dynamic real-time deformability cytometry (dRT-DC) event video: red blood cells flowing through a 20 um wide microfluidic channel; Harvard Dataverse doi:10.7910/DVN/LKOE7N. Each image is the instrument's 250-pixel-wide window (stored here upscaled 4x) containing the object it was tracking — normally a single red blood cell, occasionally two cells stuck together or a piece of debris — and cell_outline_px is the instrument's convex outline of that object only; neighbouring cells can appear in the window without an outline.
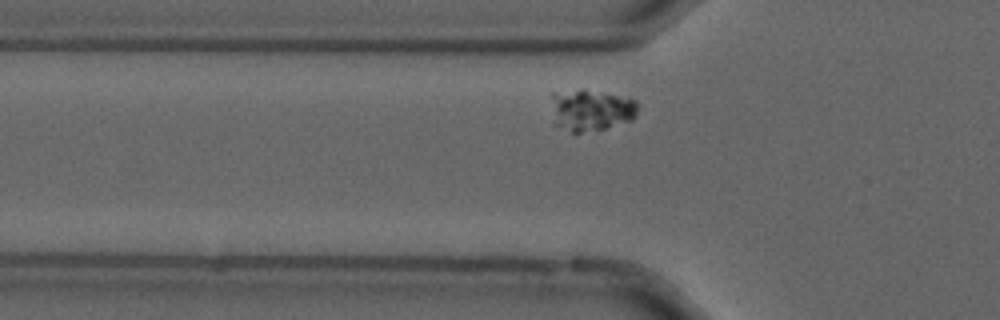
{"species": "common noctule bat (a hibernating species)", "species_latin": "Nyctalus noctula", "temperature_condition": "cold", "stored_images_in_passage": 34, "camera_frame_rate_fps": 3000, "um_per_image_px": 0.085, "animal": {"sex": "male", "forearm_length_mm": 52.5}, "frame": {"image": 1, "passage_image": 5, "time_ms": 1.333, "image_size_px": [1000, 320], "cell_outline_px": [[640, 108], [636, 116], [632, 120], [604, 128], [580, 132], [572, 132], [552, 124], [552, 92], [580, 88], [584, 88], [604, 92], [636, 100], [640, 104]], "centroid_in_image_um": [50.22, 9.32], "position_along_channel_um": 75.6, "area_um2": 21.5}}
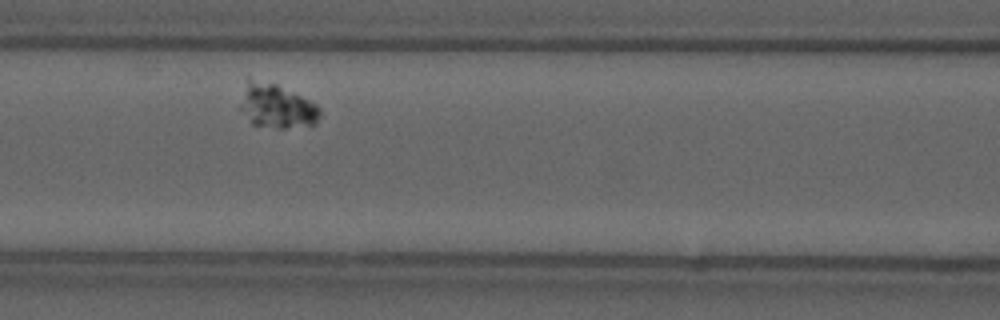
{"frame": {"image": 2, "passage_image": 11, "time_ms": 3.333, "image_size_px": [1000, 320], "cell_outline_px": [[320, 116], [316, 124], [284, 128], [276, 128], [252, 124], [240, 108], [244, 76], [248, 76], [276, 84], [316, 104], [320, 108]], "centroid_in_image_um": [23.46, 8.98], "position_along_channel_um": 143.1, "area_um2": 20.63}}
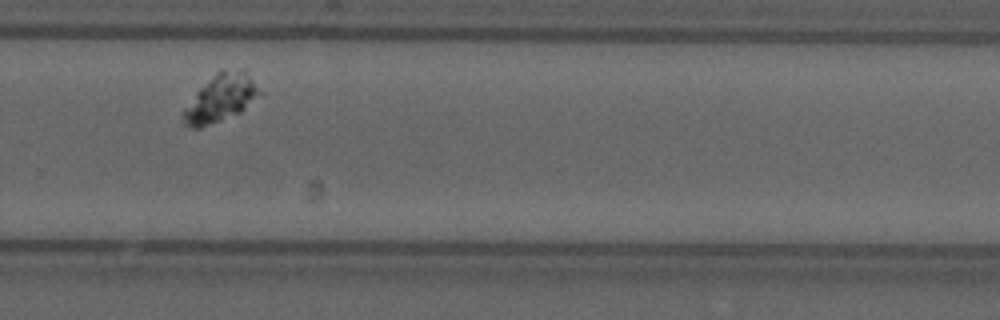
{"frame": {"image": 3, "passage_image": 26, "time_ms": 8.333, "image_size_px": [1000, 320], "cell_outline_px": [[264, 92], [240, 112], [200, 128], [192, 128], [184, 124], [180, 112], [196, 92], [216, 72], [240, 68], [248, 68]], "centroid_in_image_um": [18.81, 8.3], "position_along_channel_um": 311.0, "area_um2": 21.5}}